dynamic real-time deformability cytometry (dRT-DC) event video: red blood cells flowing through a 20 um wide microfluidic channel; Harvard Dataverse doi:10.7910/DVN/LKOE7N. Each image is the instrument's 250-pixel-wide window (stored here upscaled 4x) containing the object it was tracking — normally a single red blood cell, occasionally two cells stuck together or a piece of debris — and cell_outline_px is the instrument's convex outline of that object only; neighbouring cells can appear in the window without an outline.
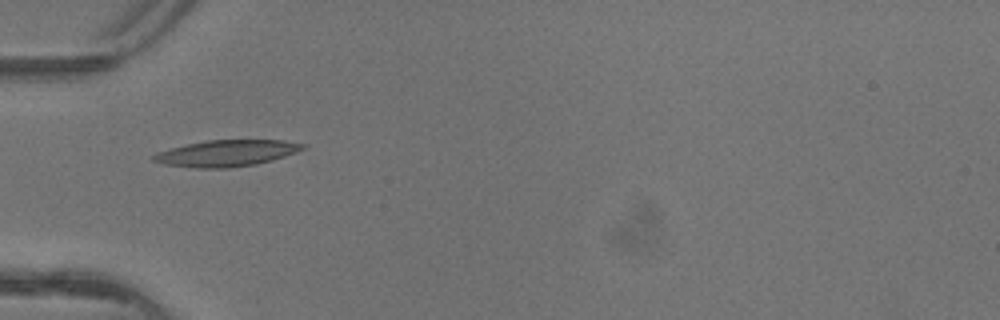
{"species": "common noctule bat (a hibernating species)", "species_latin": "Nyctalus noctula", "temperature_condition": "warm", "stored_images_in_passage": 1, "camera_frame_rate_fps": 3000, "um_per_image_px": 0.085, "animal": {"sex": "female"}, "frame": {"image": 1, "passage_image": 1, "time_ms": 0.0, "image_size_px": [1000, 320], "cell_outline_px": [[308, 144], [304, 148], [296, 152], [272, 160], [256, 164], [228, 168], [196, 168], [164, 164], [152, 160], [152, 156], [156, 152], [188, 144], [208, 140], [284, 140]], "centroid_in_image_um": [19.27, 13.02], "position_along_channel_um": 65.7, "area_um2": 22.83}}